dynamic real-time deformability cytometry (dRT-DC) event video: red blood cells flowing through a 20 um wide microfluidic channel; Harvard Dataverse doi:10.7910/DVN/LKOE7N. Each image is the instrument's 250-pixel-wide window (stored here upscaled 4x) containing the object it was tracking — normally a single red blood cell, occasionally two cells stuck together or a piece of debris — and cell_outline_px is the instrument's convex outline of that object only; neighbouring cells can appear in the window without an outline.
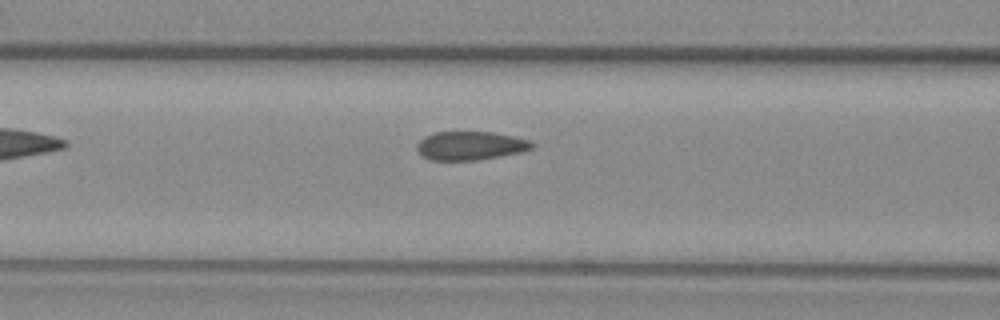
{"species": "common noctule bat (a hibernating species)", "species_latin": "Nyctalus noctula", "temperature_condition": "warm", "stored_images_in_passage": 36, "camera_frame_rate_fps": 3000, "um_per_image_px": 0.085, "animal": {"sex": "female", "body_mass_g": 29.2, "forearm_length_mm": 56.3}, "frame": {"image": 1, "passage_image": 5, "time_ms": 1.333, "image_size_px": [1000, 320], "cell_outline_px": [[536, 144], [532, 148], [520, 152], [480, 160], [432, 160], [420, 156], [416, 148], [416, 144], [424, 136], [436, 132], [492, 132], [532, 140]], "centroid_in_image_um": [39.97, 12.38], "position_along_channel_um": 126.6, "area_um2": 19.36}}
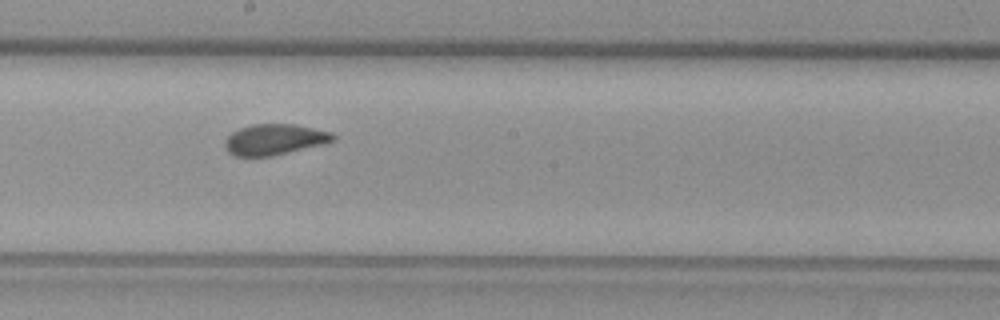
{"frame": {"image": 2, "passage_image": 13, "time_ms": 4.0, "image_size_px": [1000, 320], "cell_outline_px": [[336, 136], [332, 140], [320, 144], [272, 156], [236, 156], [228, 152], [224, 148], [224, 140], [232, 132], [240, 128], [252, 124], [296, 124], [332, 132]], "centroid_in_image_um": [23.28, 11.84], "position_along_channel_um": 224.9, "area_um2": 19.25}}
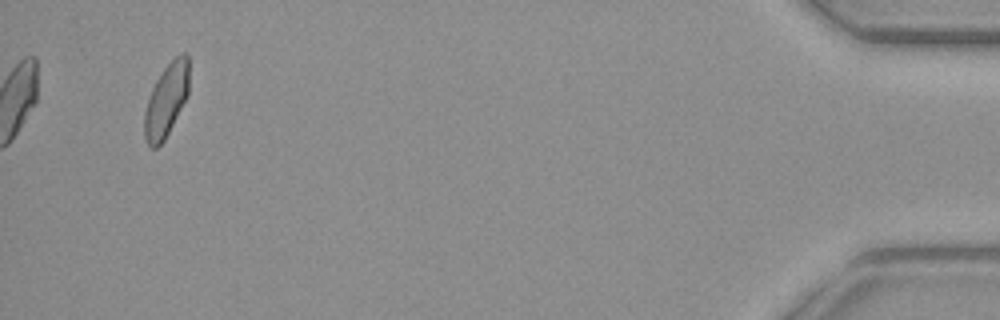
{"frame": {"image": 3, "passage_image": 36, "time_ms": 11.667, "image_size_px": [1000, 320], "cell_outline_px": [[188, 96], [164, 140], [156, 148], [152, 148], [148, 144], [144, 136], [144, 112], [148, 96], [156, 80], [164, 68], [180, 52], [188, 52]], "centroid_in_image_um": [14.13, 8.5], "position_along_channel_um": 421.1, "area_um2": 19.02}}